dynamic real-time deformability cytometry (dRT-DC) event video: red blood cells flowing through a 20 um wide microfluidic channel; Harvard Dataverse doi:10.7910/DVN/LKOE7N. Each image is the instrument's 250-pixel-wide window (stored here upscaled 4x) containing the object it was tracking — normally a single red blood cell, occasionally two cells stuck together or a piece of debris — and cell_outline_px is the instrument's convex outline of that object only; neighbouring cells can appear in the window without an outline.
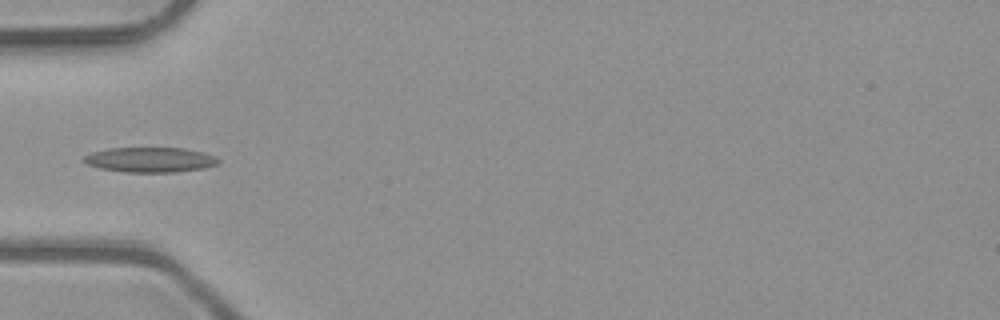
{"species": "common noctule bat (a hibernating species)", "species_latin": "Nyctalus noctula", "temperature_condition": "room temperature", "stored_images_in_passage": 4, "camera_frame_rate_fps": 3000, "um_per_image_px": 0.085, "animal": {"sex": "male", "body_mass_g": 23.1, "forearm_length_mm": 52.7}, "frame": {"image": 1, "passage_image": 4, "time_ms": 1.0, "image_size_px": [1000, 320], "cell_outline_px": [[220, 164], [204, 168], [176, 172], [124, 172], [100, 168], [88, 164], [84, 160], [84, 156], [92, 152], [108, 148], [184, 148], [204, 152], [220, 160]], "centroid_in_image_um": [12.79, 13.58], "position_along_channel_um": 72.2, "area_um2": 19.54}}